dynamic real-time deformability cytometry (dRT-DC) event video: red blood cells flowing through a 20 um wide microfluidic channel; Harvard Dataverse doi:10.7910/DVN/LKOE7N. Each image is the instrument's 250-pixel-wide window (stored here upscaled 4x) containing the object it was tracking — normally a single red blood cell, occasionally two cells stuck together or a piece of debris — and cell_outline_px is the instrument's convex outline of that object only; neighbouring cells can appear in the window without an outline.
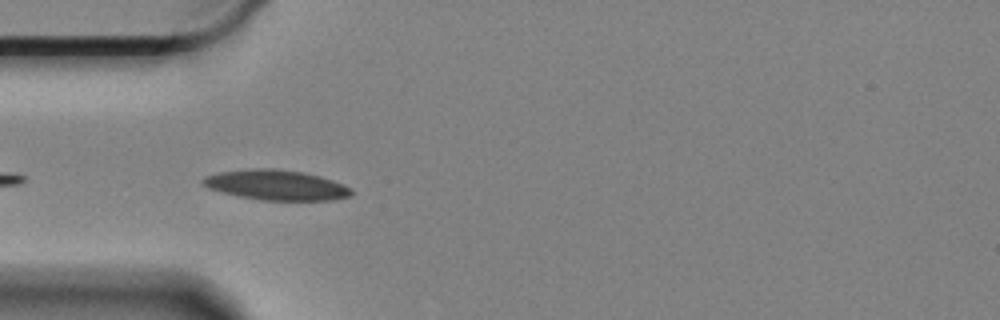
{"species": "Egyptian fruit bat (a non-hibernating species)", "species_latin": "Rousettus aegyptiacus", "temperature_condition": "cold", "stored_images_in_passage": 15, "camera_frame_rate_fps": 3000, "um_per_image_px": 0.085, "animal": {"sex": "female"}, "frame": {"image": 1, "passage_image": 3, "time_ms": 0.667, "image_size_px": [1000, 320], "cell_outline_px": [[352, 192], [348, 196], [332, 200], [260, 200], [240, 196], [208, 188], [200, 184], [200, 180], [204, 176], [216, 172], [252, 168], [276, 168], [304, 172], [320, 176], [344, 184], [352, 188]], "centroid_in_image_um": [23.44, 15.71], "position_along_channel_um": 61.6, "area_um2": 26.24}}
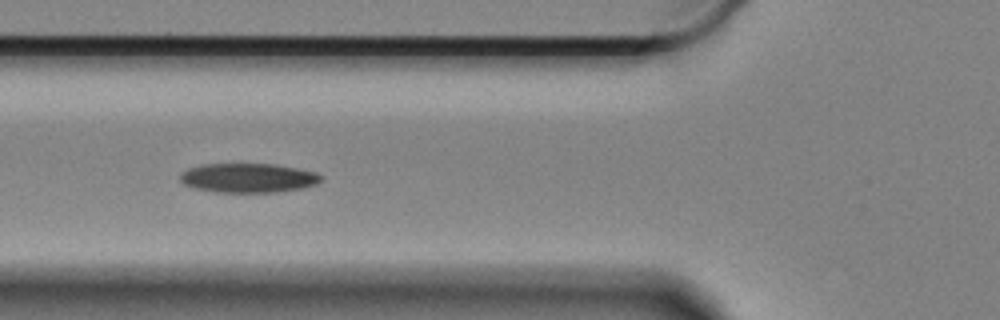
{"frame": {"image": 2, "passage_image": 7, "time_ms": 2.0, "image_size_px": [1000, 320], "cell_outline_px": [[320, 180], [316, 184], [304, 188], [276, 192], [216, 192], [196, 188], [184, 184], [180, 180], [180, 172], [188, 168], [200, 164], [276, 164], [316, 172], [320, 176]], "centroid_in_image_um": [21.07, 15.12], "position_along_channel_um": 104.7, "area_um2": 24.04}}
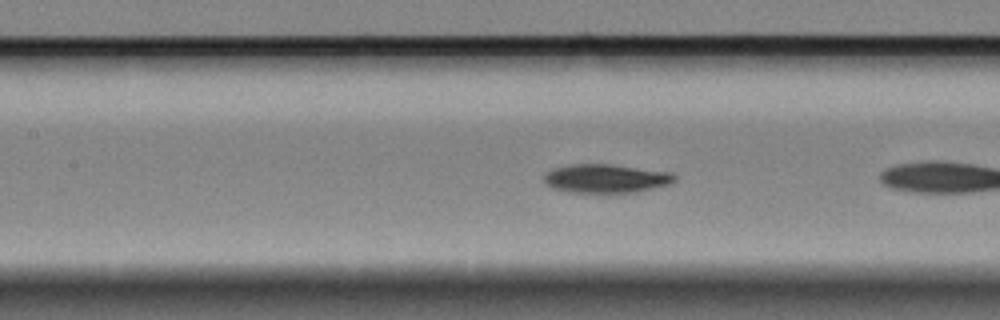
{"frame": {"image": 3, "passage_image": 9, "time_ms": 2.667, "image_size_px": [1000, 320], "cell_outline_px": [[676, 180], [672, 184], [636, 192], [568, 192], [552, 188], [544, 184], [544, 176], [552, 168], [568, 164], [608, 164], [672, 172], [676, 176]], "centroid_in_image_um": [51.5, 15.17], "position_along_channel_um": 155.9, "area_um2": 21.96}}